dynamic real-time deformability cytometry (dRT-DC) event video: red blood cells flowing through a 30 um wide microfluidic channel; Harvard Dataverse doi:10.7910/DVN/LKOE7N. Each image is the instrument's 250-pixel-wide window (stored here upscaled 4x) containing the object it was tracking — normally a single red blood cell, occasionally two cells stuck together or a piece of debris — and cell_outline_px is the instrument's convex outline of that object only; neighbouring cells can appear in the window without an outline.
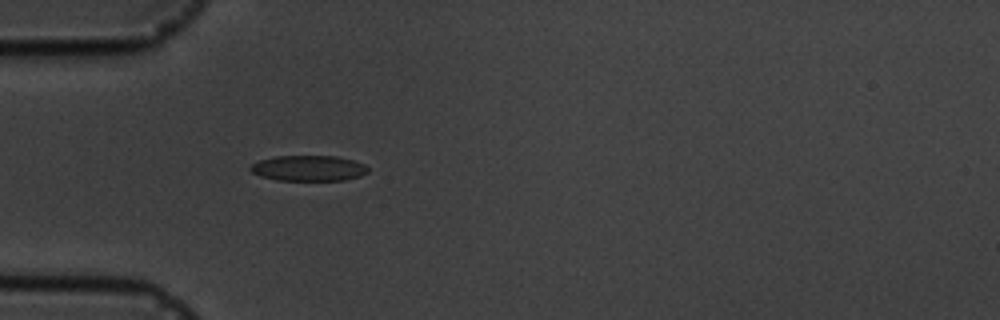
{"species": "common noctule bat (a hibernating species)", "species_latin": "Nyctalus noctula", "temperature_condition": "cold", "stored_images_in_passage": 4, "camera_frame_rate_fps": 3000, "um_per_image_px": 0.085, "animal": {"sex": "male", "body_mass_g": 19.5, "forearm_length_mm": 54.6}, "frame": {"image": 1, "passage_image": 4, "time_ms": 3.333, "image_size_px": [1000, 320], "cell_outline_px": [[368, 172], [360, 176], [344, 180], [276, 180], [260, 176], [252, 172], [248, 168], [252, 164], [260, 160], [276, 156], [340, 156], [364, 164], [368, 168]], "centroid_in_image_um": [26.22, 14.29], "position_along_channel_um": 58.8, "area_um2": 17.51}}